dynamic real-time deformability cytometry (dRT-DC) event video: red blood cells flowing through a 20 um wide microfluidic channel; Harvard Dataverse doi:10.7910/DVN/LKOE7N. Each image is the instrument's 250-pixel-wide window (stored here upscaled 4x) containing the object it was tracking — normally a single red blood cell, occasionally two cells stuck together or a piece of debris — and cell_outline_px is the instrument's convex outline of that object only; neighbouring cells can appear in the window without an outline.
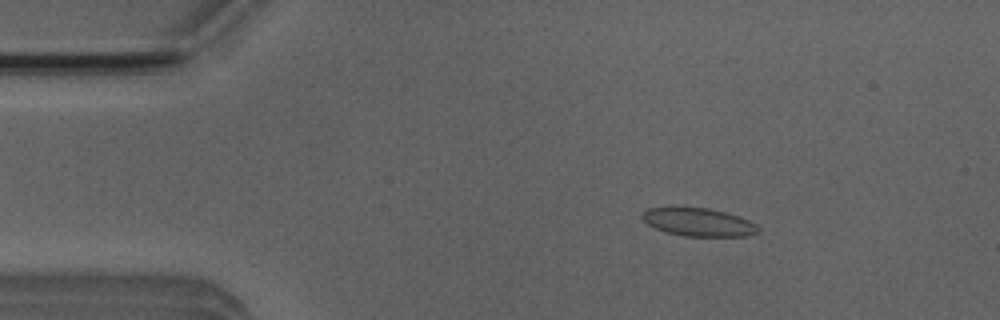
{"species": "Egyptian fruit bat (a non-hibernating species)", "species_latin": "Rousettus aegyptiacus", "temperature_condition": "room temperature", "stored_images_in_passage": 48, "camera_frame_rate_fps": 3000, "um_per_image_px": 0.085, "animal": {"sex": "male"}, "frame": {"image": 1, "passage_image": 4, "time_ms": 1.0, "image_size_px": [1000, 320], "cell_outline_px": [[760, 232], [748, 236], [684, 236], [668, 232], [656, 228], [648, 224], [640, 216], [648, 208], [672, 204], [708, 208], [740, 216], [756, 224], [760, 228]], "centroid_in_image_um": [59.34, 18.83], "position_along_channel_um": 25.7, "area_um2": 19.65}}
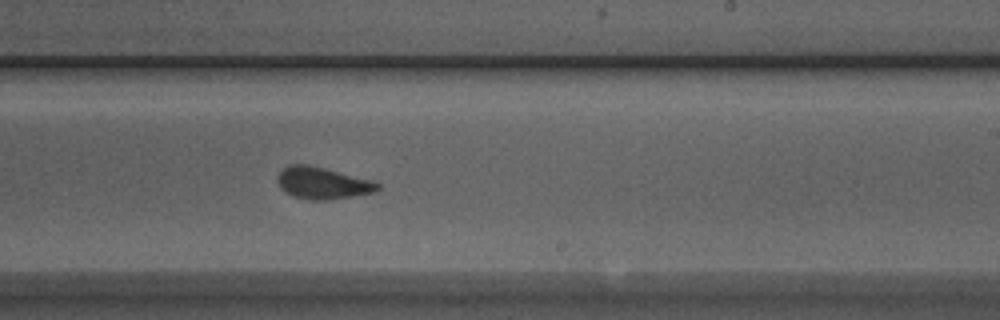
{"frame": {"image": 2, "passage_image": 27, "time_ms": 8.667, "image_size_px": [1000, 320], "cell_outline_px": [[380, 188], [376, 192], [352, 196], [324, 200], [312, 200], [292, 196], [284, 192], [280, 188], [276, 180], [276, 176], [288, 164], [308, 164], [376, 180], [380, 184]], "centroid_in_image_um": [27.43, 15.55], "position_along_channel_um": 261.6, "area_um2": 18.96}}
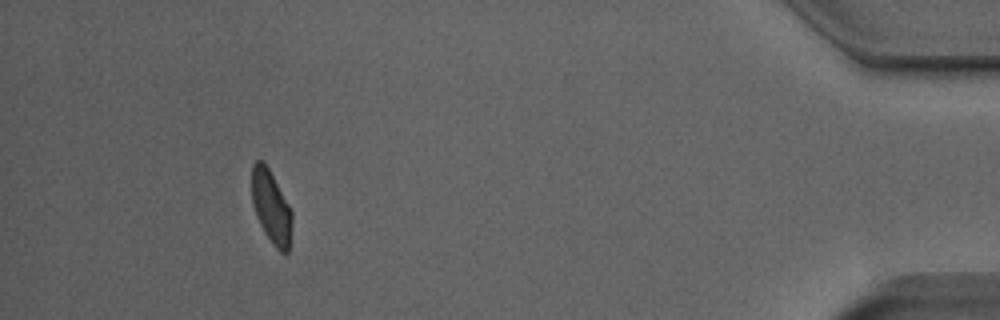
{"frame": {"image": 3, "passage_image": 44, "time_ms": 14.333, "image_size_px": [1000, 320], "cell_outline_px": [[292, 224], [288, 252], [280, 252], [272, 244], [264, 232], [256, 216], [252, 204], [252, 164], [256, 160], [264, 160], [288, 204], [292, 212]], "centroid_in_image_um": [23.04, 17.59], "position_along_channel_um": 412.2, "area_um2": 17.05}, "authors_computed_cell_mechanics": {"area_um2": 18.8428, "velocity_mm_per_s": 3.8552, "shape_relaxation_time_tau1_ms": 7.1933, "shape_relaxation_time_tau2_ms": 1.1155, "deformation_change_tau1": 0.154, "deformation_change_tau2": 0.0487}}